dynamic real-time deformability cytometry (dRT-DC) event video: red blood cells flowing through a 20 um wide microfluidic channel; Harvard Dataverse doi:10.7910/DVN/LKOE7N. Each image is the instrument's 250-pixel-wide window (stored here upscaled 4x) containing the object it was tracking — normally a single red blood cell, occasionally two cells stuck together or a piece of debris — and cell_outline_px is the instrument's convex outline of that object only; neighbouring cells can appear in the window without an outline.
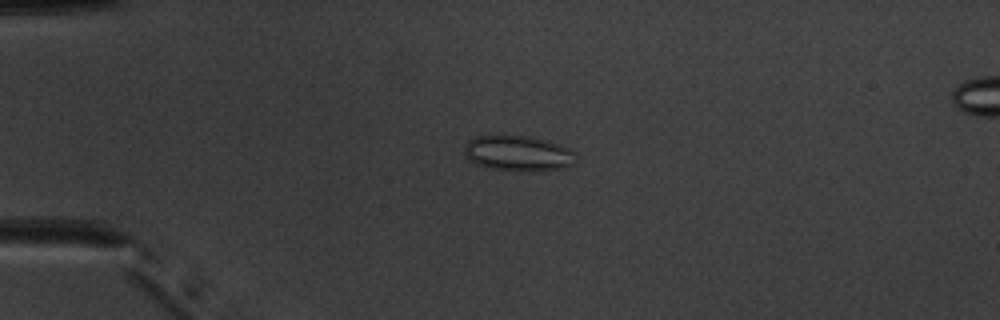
{"species": "common noctule bat (a hibernating species)", "species_latin": "Nyctalus noctula", "temperature_condition": "warm", "stored_images_in_passage": 53, "camera_frame_rate_fps": 3000, "um_per_image_px": 0.085, "animal": {"sex": "male", "body_mass_g": 20.1, "forearm_length_mm": 53.5}, "frame": {"image": 1, "passage_image": 14, "time_ms": 4.333, "image_size_px": [1000, 320], "cell_outline_px": [[576, 160], [572, 164], [564, 168], [492, 168], [476, 164], [468, 160], [464, 156], [464, 144], [468, 140], [476, 136], [528, 136], [548, 140], [560, 144], [576, 152]], "centroid_in_image_um": [44.01, 12.97], "position_along_channel_um": 41.0, "area_um2": 22.25}}
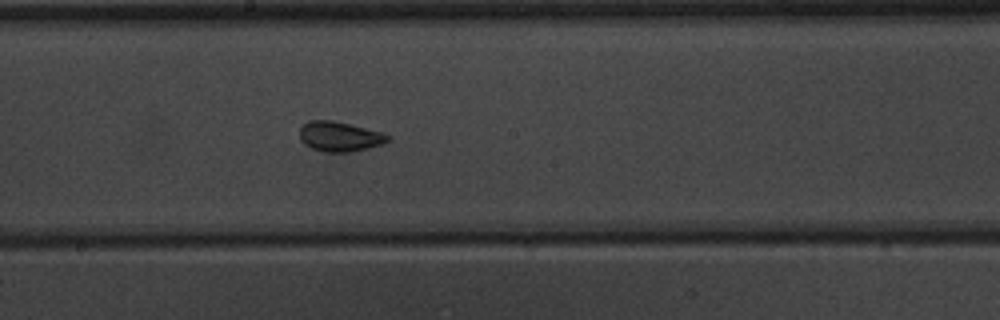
{"frame": {"image": 2, "passage_image": 30, "time_ms": 9.667, "image_size_px": [1000, 320], "cell_outline_px": [[392, 140], [368, 148], [352, 152], [324, 152], [312, 148], [304, 144], [300, 140], [300, 128], [308, 120], [332, 120], [352, 124], [384, 132], [392, 136]], "centroid_in_image_um": [28.91, 11.59], "position_along_channel_um": 219.3, "area_um2": 15.66}}
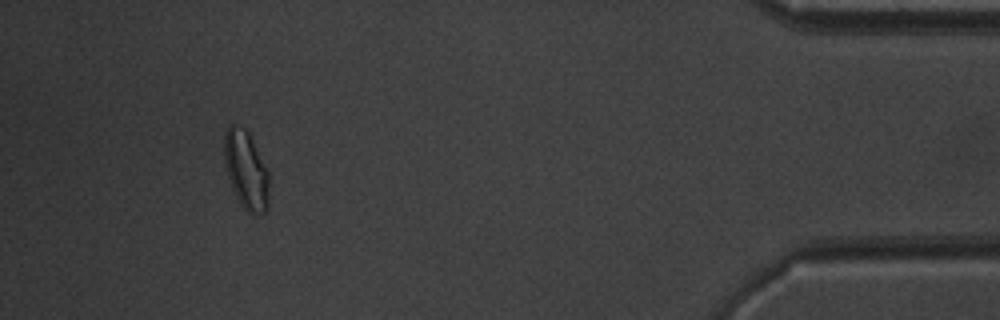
{"frame": {"image": 3, "passage_image": 49, "time_ms": 16.0, "image_size_px": [1000, 320], "cell_outline_px": [[268, 212], [260, 216], [252, 216], [240, 204], [232, 188], [228, 176], [224, 160], [224, 132], [232, 124], [244, 128], [248, 132], [268, 172]], "centroid_in_image_um": [20.92, 14.53], "position_along_channel_um": 414.3, "area_um2": 20.46}, "authors_computed_cell_mechanics": {"area_um2": 18.496, "velocity_mm_per_s": 3.968, "shape_relaxation_time_tau1_ms": 5.9226, "shape_relaxation_time_tau2_ms": 0.7608, "deformation_change_tau1": 0.1241, "deformation_change_tau2": 0.0523}}